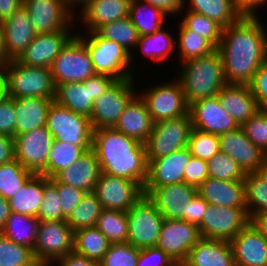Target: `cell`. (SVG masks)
Wrapping results in <instances>:
<instances>
[{
    "label": "cell",
    "instance_id": "1",
    "mask_svg": "<svg viewBox=\"0 0 267 266\" xmlns=\"http://www.w3.org/2000/svg\"><path fill=\"white\" fill-rule=\"evenodd\" d=\"M217 49L222 56L226 82L249 85L267 59V28L261 24L259 15H243L223 28Z\"/></svg>",
    "mask_w": 267,
    "mask_h": 266
},
{
    "label": "cell",
    "instance_id": "2",
    "mask_svg": "<svg viewBox=\"0 0 267 266\" xmlns=\"http://www.w3.org/2000/svg\"><path fill=\"white\" fill-rule=\"evenodd\" d=\"M92 149L101 172L145 185L148 167L145 144L113 127L99 128L93 130Z\"/></svg>",
    "mask_w": 267,
    "mask_h": 266
},
{
    "label": "cell",
    "instance_id": "3",
    "mask_svg": "<svg viewBox=\"0 0 267 266\" xmlns=\"http://www.w3.org/2000/svg\"><path fill=\"white\" fill-rule=\"evenodd\" d=\"M182 65L177 79L188 105L202 98L217 96L227 84L218 49L208 55L187 60Z\"/></svg>",
    "mask_w": 267,
    "mask_h": 266
},
{
    "label": "cell",
    "instance_id": "4",
    "mask_svg": "<svg viewBox=\"0 0 267 266\" xmlns=\"http://www.w3.org/2000/svg\"><path fill=\"white\" fill-rule=\"evenodd\" d=\"M6 96L55 99L56 86L50 68L22 65L16 60L3 67Z\"/></svg>",
    "mask_w": 267,
    "mask_h": 266
},
{
    "label": "cell",
    "instance_id": "5",
    "mask_svg": "<svg viewBox=\"0 0 267 266\" xmlns=\"http://www.w3.org/2000/svg\"><path fill=\"white\" fill-rule=\"evenodd\" d=\"M78 35L87 46L96 74H104L115 80L135 79L130 53L119 43L102 38L96 31L80 32Z\"/></svg>",
    "mask_w": 267,
    "mask_h": 266
},
{
    "label": "cell",
    "instance_id": "6",
    "mask_svg": "<svg viewBox=\"0 0 267 266\" xmlns=\"http://www.w3.org/2000/svg\"><path fill=\"white\" fill-rule=\"evenodd\" d=\"M116 80L95 74L83 82H68L56 87L55 102L71 111L90 118L95 99L99 98Z\"/></svg>",
    "mask_w": 267,
    "mask_h": 266
},
{
    "label": "cell",
    "instance_id": "7",
    "mask_svg": "<svg viewBox=\"0 0 267 266\" xmlns=\"http://www.w3.org/2000/svg\"><path fill=\"white\" fill-rule=\"evenodd\" d=\"M50 70L56 87L62 83L83 82L96 74L87 46L78 34L62 48Z\"/></svg>",
    "mask_w": 267,
    "mask_h": 266
},
{
    "label": "cell",
    "instance_id": "8",
    "mask_svg": "<svg viewBox=\"0 0 267 266\" xmlns=\"http://www.w3.org/2000/svg\"><path fill=\"white\" fill-rule=\"evenodd\" d=\"M74 251V230L66 221H41L33 254L41 266H55L60 258Z\"/></svg>",
    "mask_w": 267,
    "mask_h": 266
},
{
    "label": "cell",
    "instance_id": "9",
    "mask_svg": "<svg viewBox=\"0 0 267 266\" xmlns=\"http://www.w3.org/2000/svg\"><path fill=\"white\" fill-rule=\"evenodd\" d=\"M127 219L128 243L138 249L156 246L164 218L147 195L127 211Z\"/></svg>",
    "mask_w": 267,
    "mask_h": 266
},
{
    "label": "cell",
    "instance_id": "10",
    "mask_svg": "<svg viewBox=\"0 0 267 266\" xmlns=\"http://www.w3.org/2000/svg\"><path fill=\"white\" fill-rule=\"evenodd\" d=\"M193 125L190 114L153 123L146 147V160L167 156L188 146Z\"/></svg>",
    "mask_w": 267,
    "mask_h": 266
},
{
    "label": "cell",
    "instance_id": "11",
    "mask_svg": "<svg viewBox=\"0 0 267 266\" xmlns=\"http://www.w3.org/2000/svg\"><path fill=\"white\" fill-rule=\"evenodd\" d=\"M54 140L77 146H92L93 129L90 118L77 114L53 101L46 126Z\"/></svg>",
    "mask_w": 267,
    "mask_h": 266
},
{
    "label": "cell",
    "instance_id": "12",
    "mask_svg": "<svg viewBox=\"0 0 267 266\" xmlns=\"http://www.w3.org/2000/svg\"><path fill=\"white\" fill-rule=\"evenodd\" d=\"M174 79L138 93L144 100L153 123L189 114V105L185 100L181 83Z\"/></svg>",
    "mask_w": 267,
    "mask_h": 266
},
{
    "label": "cell",
    "instance_id": "13",
    "mask_svg": "<svg viewBox=\"0 0 267 266\" xmlns=\"http://www.w3.org/2000/svg\"><path fill=\"white\" fill-rule=\"evenodd\" d=\"M135 83V79L116 80L95 99L90 115L93 130L115 126L127 104L138 93Z\"/></svg>",
    "mask_w": 267,
    "mask_h": 266
},
{
    "label": "cell",
    "instance_id": "14",
    "mask_svg": "<svg viewBox=\"0 0 267 266\" xmlns=\"http://www.w3.org/2000/svg\"><path fill=\"white\" fill-rule=\"evenodd\" d=\"M250 222L247 208L209 204L198 229L201 238L230 241Z\"/></svg>",
    "mask_w": 267,
    "mask_h": 266
},
{
    "label": "cell",
    "instance_id": "15",
    "mask_svg": "<svg viewBox=\"0 0 267 266\" xmlns=\"http://www.w3.org/2000/svg\"><path fill=\"white\" fill-rule=\"evenodd\" d=\"M36 34L51 33L58 30H71L74 12L66 0H23ZM74 22V23H73Z\"/></svg>",
    "mask_w": 267,
    "mask_h": 266
},
{
    "label": "cell",
    "instance_id": "16",
    "mask_svg": "<svg viewBox=\"0 0 267 266\" xmlns=\"http://www.w3.org/2000/svg\"><path fill=\"white\" fill-rule=\"evenodd\" d=\"M93 193L105 210L129 211L144 195L143 186L135 181L101 172Z\"/></svg>",
    "mask_w": 267,
    "mask_h": 266
},
{
    "label": "cell",
    "instance_id": "17",
    "mask_svg": "<svg viewBox=\"0 0 267 266\" xmlns=\"http://www.w3.org/2000/svg\"><path fill=\"white\" fill-rule=\"evenodd\" d=\"M53 136L46 127L35 128L14 138L15 159L33 174L46 176Z\"/></svg>",
    "mask_w": 267,
    "mask_h": 266
},
{
    "label": "cell",
    "instance_id": "18",
    "mask_svg": "<svg viewBox=\"0 0 267 266\" xmlns=\"http://www.w3.org/2000/svg\"><path fill=\"white\" fill-rule=\"evenodd\" d=\"M200 239L197 225L184 220L164 219L156 247L163 250L180 266Z\"/></svg>",
    "mask_w": 267,
    "mask_h": 266
},
{
    "label": "cell",
    "instance_id": "19",
    "mask_svg": "<svg viewBox=\"0 0 267 266\" xmlns=\"http://www.w3.org/2000/svg\"><path fill=\"white\" fill-rule=\"evenodd\" d=\"M218 137L220 151L234 159L246 174L267 168V154L246 137L241 127Z\"/></svg>",
    "mask_w": 267,
    "mask_h": 266
},
{
    "label": "cell",
    "instance_id": "20",
    "mask_svg": "<svg viewBox=\"0 0 267 266\" xmlns=\"http://www.w3.org/2000/svg\"><path fill=\"white\" fill-rule=\"evenodd\" d=\"M166 220L186 221L187 203L197 193V188L184 182L157 188H143Z\"/></svg>",
    "mask_w": 267,
    "mask_h": 266
},
{
    "label": "cell",
    "instance_id": "21",
    "mask_svg": "<svg viewBox=\"0 0 267 266\" xmlns=\"http://www.w3.org/2000/svg\"><path fill=\"white\" fill-rule=\"evenodd\" d=\"M193 128L220 135L239 126L220 104L218 96L202 98L189 105Z\"/></svg>",
    "mask_w": 267,
    "mask_h": 266
},
{
    "label": "cell",
    "instance_id": "22",
    "mask_svg": "<svg viewBox=\"0 0 267 266\" xmlns=\"http://www.w3.org/2000/svg\"><path fill=\"white\" fill-rule=\"evenodd\" d=\"M72 30L36 34L26 50L16 60L22 65L50 68L62 48L75 35Z\"/></svg>",
    "mask_w": 267,
    "mask_h": 266
},
{
    "label": "cell",
    "instance_id": "23",
    "mask_svg": "<svg viewBox=\"0 0 267 266\" xmlns=\"http://www.w3.org/2000/svg\"><path fill=\"white\" fill-rule=\"evenodd\" d=\"M192 155L188 147L153 160H147V180L143 188H157L184 182V172Z\"/></svg>",
    "mask_w": 267,
    "mask_h": 266
},
{
    "label": "cell",
    "instance_id": "24",
    "mask_svg": "<svg viewBox=\"0 0 267 266\" xmlns=\"http://www.w3.org/2000/svg\"><path fill=\"white\" fill-rule=\"evenodd\" d=\"M2 23L8 61L17 60L36 36L29 14L22 5Z\"/></svg>",
    "mask_w": 267,
    "mask_h": 266
},
{
    "label": "cell",
    "instance_id": "25",
    "mask_svg": "<svg viewBox=\"0 0 267 266\" xmlns=\"http://www.w3.org/2000/svg\"><path fill=\"white\" fill-rule=\"evenodd\" d=\"M229 243L236 266H267V239L251 222Z\"/></svg>",
    "mask_w": 267,
    "mask_h": 266
},
{
    "label": "cell",
    "instance_id": "26",
    "mask_svg": "<svg viewBox=\"0 0 267 266\" xmlns=\"http://www.w3.org/2000/svg\"><path fill=\"white\" fill-rule=\"evenodd\" d=\"M131 0H89L79 9L84 31L95 32L103 24L129 17Z\"/></svg>",
    "mask_w": 267,
    "mask_h": 266
},
{
    "label": "cell",
    "instance_id": "27",
    "mask_svg": "<svg viewBox=\"0 0 267 266\" xmlns=\"http://www.w3.org/2000/svg\"><path fill=\"white\" fill-rule=\"evenodd\" d=\"M197 193L208 203L221 207L247 208L245 181H225L208 177Z\"/></svg>",
    "mask_w": 267,
    "mask_h": 266
},
{
    "label": "cell",
    "instance_id": "28",
    "mask_svg": "<svg viewBox=\"0 0 267 266\" xmlns=\"http://www.w3.org/2000/svg\"><path fill=\"white\" fill-rule=\"evenodd\" d=\"M217 96L222 107L239 127L260 110L249 85L227 83Z\"/></svg>",
    "mask_w": 267,
    "mask_h": 266
},
{
    "label": "cell",
    "instance_id": "29",
    "mask_svg": "<svg viewBox=\"0 0 267 266\" xmlns=\"http://www.w3.org/2000/svg\"><path fill=\"white\" fill-rule=\"evenodd\" d=\"M113 128L140 143L147 142L152 132L153 121L144 100L138 93L127 104Z\"/></svg>",
    "mask_w": 267,
    "mask_h": 266
},
{
    "label": "cell",
    "instance_id": "30",
    "mask_svg": "<svg viewBox=\"0 0 267 266\" xmlns=\"http://www.w3.org/2000/svg\"><path fill=\"white\" fill-rule=\"evenodd\" d=\"M180 266H236L229 241L201 238Z\"/></svg>",
    "mask_w": 267,
    "mask_h": 266
},
{
    "label": "cell",
    "instance_id": "31",
    "mask_svg": "<svg viewBox=\"0 0 267 266\" xmlns=\"http://www.w3.org/2000/svg\"><path fill=\"white\" fill-rule=\"evenodd\" d=\"M101 174L95 151L91 148L79 160L68 168L61 170L54 178L69 186L91 193Z\"/></svg>",
    "mask_w": 267,
    "mask_h": 266
},
{
    "label": "cell",
    "instance_id": "32",
    "mask_svg": "<svg viewBox=\"0 0 267 266\" xmlns=\"http://www.w3.org/2000/svg\"><path fill=\"white\" fill-rule=\"evenodd\" d=\"M54 100L42 97L14 98L16 113L14 138L35 128L45 127Z\"/></svg>",
    "mask_w": 267,
    "mask_h": 266
},
{
    "label": "cell",
    "instance_id": "33",
    "mask_svg": "<svg viewBox=\"0 0 267 266\" xmlns=\"http://www.w3.org/2000/svg\"><path fill=\"white\" fill-rule=\"evenodd\" d=\"M44 192V175L33 174L9 201L10 210L15 213L37 217Z\"/></svg>",
    "mask_w": 267,
    "mask_h": 266
},
{
    "label": "cell",
    "instance_id": "34",
    "mask_svg": "<svg viewBox=\"0 0 267 266\" xmlns=\"http://www.w3.org/2000/svg\"><path fill=\"white\" fill-rule=\"evenodd\" d=\"M184 9L202 14L216 21L223 28L235 23L243 16L234 0H183V11Z\"/></svg>",
    "mask_w": 267,
    "mask_h": 266
},
{
    "label": "cell",
    "instance_id": "35",
    "mask_svg": "<svg viewBox=\"0 0 267 266\" xmlns=\"http://www.w3.org/2000/svg\"><path fill=\"white\" fill-rule=\"evenodd\" d=\"M110 245L111 242L96 226L74 231V252L97 263Z\"/></svg>",
    "mask_w": 267,
    "mask_h": 266
},
{
    "label": "cell",
    "instance_id": "36",
    "mask_svg": "<svg viewBox=\"0 0 267 266\" xmlns=\"http://www.w3.org/2000/svg\"><path fill=\"white\" fill-rule=\"evenodd\" d=\"M40 220L37 217L10 212L0 233L17 244L34 248Z\"/></svg>",
    "mask_w": 267,
    "mask_h": 266
},
{
    "label": "cell",
    "instance_id": "37",
    "mask_svg": "<svg viewBox=\"0 0 267 266\" xmlns=\"http://www.w3.org/2000/svg\"><path fill=\"white\" fill-rule=\"evenodd\" d=\"M166 15L158 7L140 0H131L129 18L136 27L139 36L151 35L165 26Z\"/></svg>",
    "mask_w": 267,
    "mask_h": 266
},
{
    "label": "cell",
    "instance_id": "38",
    "mask_svg": "<svg viewBox=\"0 0 267 266\" xmlns=\"http://www.w3.org/2000/svg\"><path fill=\"white\" fill-rule=\"evenodd\" d=\"M92 146H77L53 140L46 166V177L54 178L61 170L73 165Z\"/></svg>",
    "mask_w": 267,
    "mask_h": 266
},
{
    "label": "cell",
    "instance_id": "39",
    "mask_svg": "<svg viewBox=\"0 0 267 266\" xmlns=\"http://www.w3.org/2000/svg\"><path fill=\"white\" fill-rule=\"evenodd\" d=\"M246 207L250 219L257 214L267 213V168L246 174Z\"/></svg>",
    "mask_w": 267,
    "mask_h": 266
},
{
    "label": "cell",
    "instance_id": "40",
    "mask_svg": "<svg viewBox=\"0 0 267 266\" xmlns=\"http://www.w3.org/2000/svg\"><path fill=\"white\" fill-rule=\"evenodd\" d=\"M176 39L165 30L164 26L151 35L139 36L135 48L142 51L153 62H163L175 50Z\"/></svg>",
    "mask_w": 267,
    "mask_h": 266
},
{
    "label": "cell",
    "instance_id": "41",
    "mask_svg": "<svg viewBox=\"0 0 267 266\" xmlns=\"http://www.w3.org/2000/svg\"><path fill=\"white\" fill-rule=\"evenodd\" d=\"M96 32L102 37L110 41L119 43L132 58V49L136 47L139 40V34L129 17L114 22L103 24Z\"/></svg>",
    "mask_w": 267,
    "mask_h": 266
},
{
    "label": "cell",
    "instance_id": "42",
    "mask_svg": "<svg viewBox=\"0 0 267 266\" xmlns=\"http://www.w3.org/2000/svg\"><path fill=\"white\" fill-rule=\"evenodd\" d=\"M178 30L176 44L179 48L181 62L208 55L217 49L208 39L189 30L182 22H180Z\"/></svg>",
    "mask_w": 267,
    "mask_h": 266
},
{
    "label": "cell",
    "instance_id": "43",
    "mask_svg": "<svg viewBox=\"0 0 267 266\" xmlns=\"http://www.w3.org/2000/svg\"><path fill=\"white\" fill-rule=\"evenodd\" d=\"M96 227L111 243H125L128 240L127 212L103 209Z\"/></svg>",
    "mask_w": 267,
    "mask_h": 266
},
{
    "label": "cell",
    "instance_id": "44",
    "mask_svg": "<svg viewBox=\"0 0 267 266\" xmlns=\"http://www.w3.org/2000/svg\"><path fill=\"white\" fill-rule=\"evenodd\" d=\"M102 210L103 208L96 195L93 192L86 193L66 219V222L74 231L95 227Z\"/></svg>",
    "mask_w": 267,
    "mask_h": 266
},
{
    "label": "cell",
    "instance_id": "45",
    "mask_svg": "<svg viewBox=\"0 0 267 266\" xmlns=\"http://www.w3.org/2000/svg\"><path fill=\"white\" fill-rule=\"evenodd\" d=\"M33 175L16 159L0 165V195L9 200Z\"/></svg>",
    "mask_w": 267,
    "mask_h": 266
},
{
    "label": "cell",
    "instance_id": "46",
    "mask_svg": "<svg viewBox=\"0 0 267 266\" xmlns=\"http://www.w3.org/2000/svg\"><path fill=\"white\" fill-rule=\"evenodd\" d=\"M0 266H41L33 249L17 244L0 233Z\"/></svg>",
    "mask_w": 267,
    "mask_h": 266
},
{
    "label": "cell",
    "instance_id": "47",
    "mask_svg": "<svg viewBox=\"0 0 267 266\" xmlns=\"http://www.w3.org/2000/svg\"><path fill=\"white\" fill-rule=\"evenodd\" d=\"M208 164V177L225 181H243L246 173L240 165L226 153L218 152Z\"/></svg>",
    "mask_w": 267,
    "mask_h": 266
},
{
    "label": "cell",
    "instance_id": "48",
    "mask_svg": "<svg viewBox=\"0 0 267 266\" xmlns=\"http://www.w3.org/2000/svg\"><path fill=\"white\" fill-rule=\"evenodd\" d=\"M183 19L180 20L189 30L196 32L198 35L208 39L216 48L222 38L223 27L216 21L208 17L186 10Z\"/></svg>",
    "mask_w": 267,
    "mask_h": 266
},
{
    "label": "cell",
    "instance_id": "49",
    "mask_svg": "<svg viewBox=\"0 0 267 266\" xmlns=\"http://www.w3.org/2000/svg\"><path fill=\"white\" fill-rule=\"evenodd\" d=\"M187 147L193 157L208 161L220 152L219 137L192 128Z\"/></svg>",
    "mask_w": 267,
    "mask_h": 266
},
{
    "label": "cell",
    "instance_id": "50",
    "mask_svg": "<svg viewBox=\"0 0 267 266\" xmlns=\"http://www.w3.org/2000/svg\"><path fill=\"white\" fill-rule=\"evenodd\" d=\"M43 200L37 218L41 221H66L62 214L61 200L57 186L44 176Z\"/></svg>",
    "mask_w": 267,
    "mask_h": 266
},
{
    "label": "cell",
    "instance_id": "51",
    "mask_svg": "<svg viewBox=\"0 0 267 266\" xmlns=\"http://www.w3.org/2000/svg\"><path fill=\"white\" fill-rule=\"evenodd\" d=\"M139 251L128 242L111 243L98 266H137Z\"/></svg>",
    "mask_w": 267,
    "mask_h": 266
},
{
    "label": "cell",
    "instance_id": "52",
    "mask_svg": "<svg viewBox=\"0 0 267 266\" xmlns=\"http://www.w3.org/2000/svg\"><path fill=\"white\" fill-rule=\"evenodd\" d=\"M241 128L246 137L267 154V109H260Z\"/></svg>",
    "mask_w": 267,
    "mask_h": 266
},
{
    "label": "cell",
    "instance_id": "53",
    "mask_svg": "<svg viewBox=\"0 0 267 266\" xmlns=\"http://www.w3.org/2000/svg\"><path fill=\"white\" fill-rule=\"evenodd\" d=\"M50 180L57 186L61 200L62 214L67 219L74 208L81 202L86 192L78 188L58 182L55 178Z\"/></svg>",
    "mask_w": 267,
    "mask_h": 266
},
{
    "label": "cell",
    "instance_id": "54",
    "mask_svg": "<svg viewBox=\"0 0 267 266\" xmlns=\"http://www.w3.org/2000/svg\"><path fill=\"white\" fill-rule=\"evenodd\" d=\"M137 266H179L163 250L155 247L140 249Z\"/></svg>",
    "mask_w": 267,
    "mask_h": 266
},
{
    "label": "cell",
    "instance_id": "55",
    "mask_svg": "<svg viewBox=\"0 0 267 266\" xmlns=\"http://www.w3.org/2000/svg\"><path fill=\"white\" fill-rule=\"evenodd\" d=\"M260 109H267V59L262 63L249 84Z\"/></svg>",
    "mask_w": 267,
    "mask_h": 266
},
{
    "label": "cell",
    "instance_id": "56",
    "mask_svg": "<svg viewBox=\"0 0 267 266\" xmlns=\"http://www.w3.org/2000/svg\"><path fill=\"white\" fill-rule=\"evenodd\" d=\"M207 178V161L192 156L185 168L184 183L198 188Z\"/></svg>",
    "mask_w": 267,
    "mask_h": 266
},
{
    "label": "cell",
    "instance_id": "57",
    "mask_svg": "<svg viewBox=\"0 0 267 266\" xmlns=\"http://www.w3.org/2000/svg\"><path fill=\"white\" fill-rule=\"evenodd\" d=\"M15 122L14 98L5 96L0 101V134L14 138Z\"/></svg>",
    "mask_w": 267,
    "mask_h": 266
},
{
    "label": "cell",
    "instance_id": "58",
    "mask_svg": "<svg viewBox=\"0 0 267 266\" xmlns=\"http://www.w3.org/2000/svg\"><path fill=\"white\" fill-rule=\"evenodd\" d=\"M208 205L209 204L198 193H196L191 201L187 203L186 221L198 226L202 222V218Z\"/></svg>",
    "mask_w": 267,
    "mask_h": 266
},
{
    "label": "cell",
    "instance_id": "59",
    "mask_svg": "<svg viewBox=\"0 0 267 266\" xmlns=\"http://www.w3.org/2000/svg\"><path fill=\"white\" fill-rule=\"evenodd\" d=\"M152 6L158 7L166 15H179L183 12V0H140Z\"/></svg>",
    "mask_w": 267,
    "mask_h": 266
},
{
    "label": "cell",
    "instance_id": "60",
    "mask_svg": "<svg viewBox=\"0 0 267 266\" xmlns=\"http://www.w3.org/2000/svg\"><path fill=\"white\" fill-rule=\"evenodd\" d=\"M15 159L14 138L0 134V165L11 162Z\"/></svg>",
    "mask_w": 267,
    "mask_h": 266
},
{
    "label": "cell",
    "instance_id": "61",
    "mask_svg": "<svg viewBox=\"0 0 267 266\" xmlns=\"http://www.w3.org/2000/svg\"><path fill=\"white\" fill-rule=\"evenodd\" d=\"M57 266H98V263L84 256L76 254L74 251L60 258Z\"/></svg>",
    "mask_w": 267,
    "mask_h": 266
},
{
    "label": "cell",
    "instance_id": "62",
    "mask_svg": "<svg viewBox=\"0 0 267 266\" xmlns=\"http://www.w3.org/2000/svg\"><path fill=\"white\" fill-rule=\"evenodd\" d=\"M267 0H234L237 9L243 14L248 16H256V11L261 5H265ZM257 12V13H256Z\"/></svg>",
    "mask_w": 267,
    "mask_h": 266
},
{
    "label": "cell",
    "instance_id": "63",
    "mask_svg": "<svg viewBox=\"0 0 267 266\" xmlns=\"http://www.w3.org/2000/svg\"><path fill=\"white\" fill-rule=\"evenodd\" d=\"M23 5V0H0V21L10 17Z\"/></svg>",
    "mask_w": 267,
    "mask_h": 266
},
{
    "label": "cell",
    "instance_id": "64",
    "mask_svg": "<svg viewBox=\"0 0 267 266\" xmlns=\"http://www.w3.org/2000/svg\"><path fill=\"white\" fill-rule=\"evenodd\" d=\"M251 223L267 239V213H260L251 218Z\"/></svg>",
    "mask_w": 267,
    "mask_h": 266
},
{
    "label": "cell",
    "instance_id": "65",
    "mask_svg": "<svg viewBox=\"0 0 267 266\" xmlns=\"http://www.w3.org/2000/svg\"><path fill=\"white\" fill-rule=\"evenodd\" d=\"M9 201L0 195V231L3 229L6 220L10 216Z\"/></svg>",
    "mask_w": 267,
    "mask_h": 266
},
{
    "label": "cell",
    "instance_id": "66",
    "mask_svg": "<svg viewBox=\"0 0 267 266\" xmlns=\"http://www.w3.org/2000/svg\"><path fill=\"white\" fill-rule=\"evenodd\" d=\"M8 58L4 49L3 23L0 21V68L8 63Z\"/></svg>",
    "mask_w": 267,
    "mask_h": 266
},
{
    "label": "cell",
    "instance_id": "67",
    "mask_svg": "<svg viewBox=\"0 0 267 266\" xmlns=\"http://www.w3.org/2000/svg\"><path fill=\"white\" fill-rule=\"evenodd\" d=\"M6 96V83L3 68H0V101Z\"/></svg>",
    "mask_w": 267,
    "mask_h": 266
},
{
    "label": "cell",
    "instance_id": "68",
    "mask_svg": "<svg viewBox=\"0 0 267 266\" xmlns=\"http://www.w3.org/2000/svg\"><path fill=\"white\" fill-rule=\"evenodd\" d=\"M68 5H69V8L76 14L77 12L75 8H77L78 6L79 7H82L84 6L89 0H66ZM77 6V7H75ZM75 9V10H73Z\"/></svg>",
    "mask_w": 267,
    "mask_h": 266
}]
</instances>
